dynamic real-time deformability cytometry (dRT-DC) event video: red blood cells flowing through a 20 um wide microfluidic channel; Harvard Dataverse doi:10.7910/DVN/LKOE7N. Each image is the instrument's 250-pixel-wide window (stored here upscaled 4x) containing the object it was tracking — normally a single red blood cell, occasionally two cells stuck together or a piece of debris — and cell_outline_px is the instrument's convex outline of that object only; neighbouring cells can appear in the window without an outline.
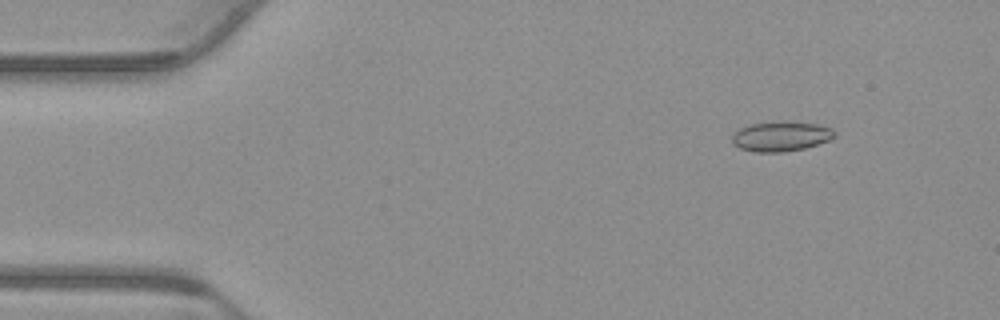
{"species": "common noctule bat (a hibernating species)", "species_latin": "Nyctalus noctula", "temperature_condition": "warm", "stored_images_in_passage": 54, "camera_frame_rate_fps": 3000, "um_per_image_px": 0.085, "animal": {"sex": "male", "body_mass_g": 23.1, "forearm_length_mm": 52.7}, "frame": {"image": 1, "passage_image": 6, "time_ms": 1.667, "image_size_px": [1000, 320], "cell_outline_px": [[836, 136], [828, 140], [804, 148], [784, 152], [756, 152], [740, 148], [732, 144], [732, 136], [740, 128], [748, 124], [776, 120], [816, 124], [832, 128], [836, 132]], "centroid_in_image_um": [66.36, 11.57], "position_along_channel_um": 18.6, "area_um2": 17.98}}
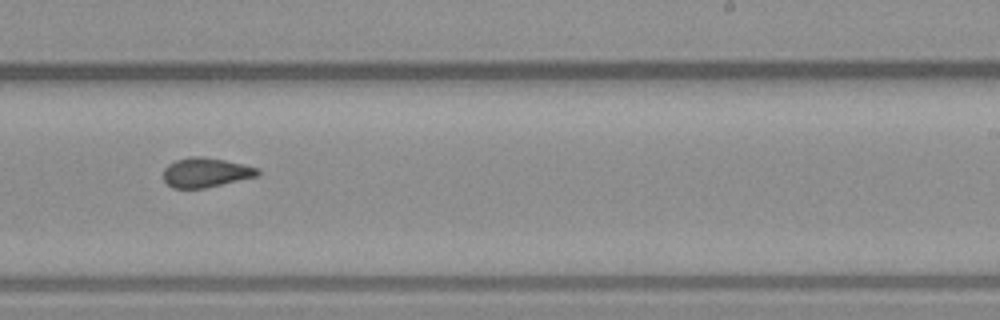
{"frame": {"image": 2, "passage_image": 33, "time_ms": 10.667, "image_size_px": [1000, 320], "cell_outline_px": [[260, 176], [204, 188], [172, 188], [164, 180], [164, 168], [168, 164], [176, 160], [188, 156], [200, 156], [224, 160], [244, 164], [260, 168]], "centroid_in_image_um": [17.52, 14.66], "position_along_channel_um": 271.5, "area_um2": 16.36}}
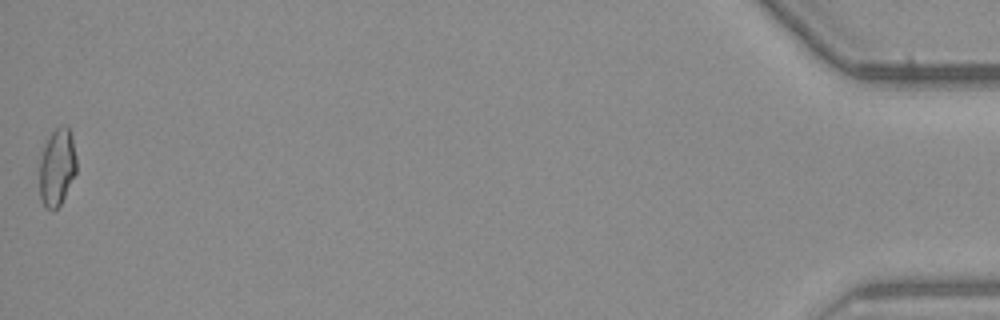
{"frame": {"image": 3, "passage_image": 54, "time_ms": 17.667, "image_size_px": [1000, 320], "cell_outline_px": [[76, 172], [60, 204], [52, 212], [44, 208], [40, 200], [40, 160], [44, 144], [52, 132], [60, 124], [64, 124], [68, 128], [72, 136], [76, 156]], "centroid_in_image_um": [4.84, 14.22], "position_along_channel_um": 430.4, "area_um2": 16.76}, "authors_computed_cell_mechanics": {"area_um2": 16.473, "velocity_mm_per_s": 3.7935, "shape_relaxation_time_tau1_ms": null, "shape_relaxation_time_tau2_ms": 1.0743, "deformation_change_tau1": null, "deformation_change_tau2": 0.0613}}